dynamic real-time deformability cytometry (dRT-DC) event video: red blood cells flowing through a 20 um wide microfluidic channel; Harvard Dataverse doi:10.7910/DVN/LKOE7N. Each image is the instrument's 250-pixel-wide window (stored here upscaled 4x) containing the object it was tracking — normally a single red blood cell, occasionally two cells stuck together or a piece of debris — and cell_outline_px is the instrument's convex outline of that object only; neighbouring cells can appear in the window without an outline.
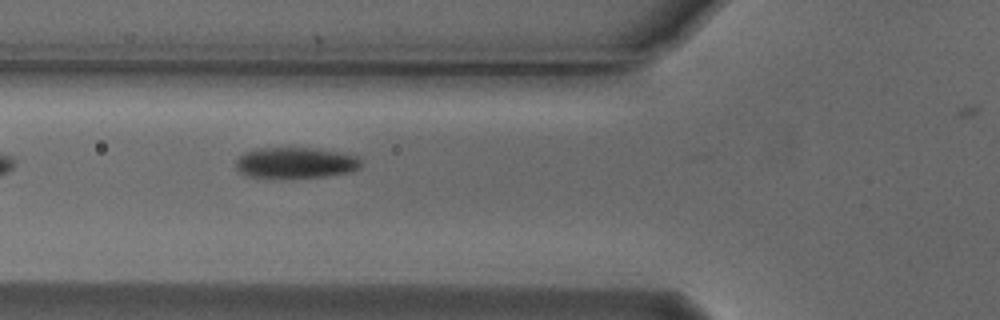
{"species": "Egyptian fruit bat (a non-hibernating species)", "species_latin": "Rousettus aegyptiacus", "temperature_condition": "cold", "stored_images_in_passage": 4, "camera_frame_rate_fps": 3000, "um_per_image_px": 0.085, "animal": {"sex": "male"}, "frame": {"image": 1, "passage_image": 3, "time_ms": 0.667, "image_size_px": [1000, 320], "cell_outline_px": [[360, 168], [348, 172], [324, 176], [248, 176], [240, 172], [236, 168], [236, 160], [244, 152], [256, 148], [312, 148], [336, 152], [356, 156], [360, 160]], "centroid_in_image_um": [25.09, 13.81], "position_along_channel_um": 100.7, "area_um2": 21.79}}